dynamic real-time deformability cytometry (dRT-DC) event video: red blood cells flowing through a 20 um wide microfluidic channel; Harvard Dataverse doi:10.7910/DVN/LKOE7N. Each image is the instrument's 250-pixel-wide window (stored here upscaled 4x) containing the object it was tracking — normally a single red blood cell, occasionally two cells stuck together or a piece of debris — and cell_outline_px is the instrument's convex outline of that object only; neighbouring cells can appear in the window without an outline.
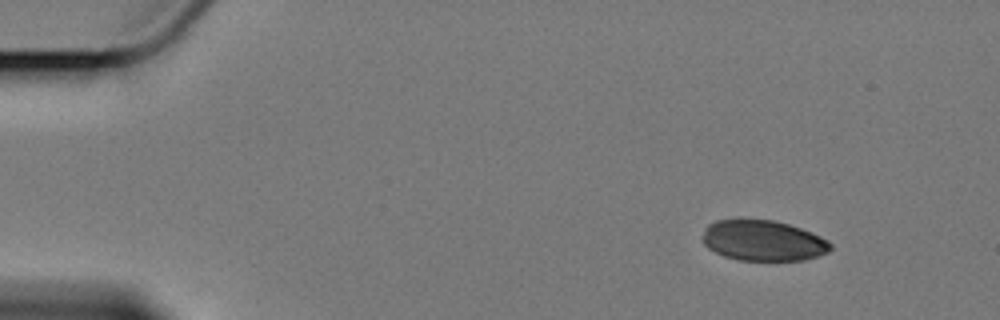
{"species": "Egyptian fruit bat (a non-hibernating species)", "species_latin": "Rousettus aegyptiacus", "temperature_condition": "cold", "stored_images_in_passage": 4, "camera_frame_rate_fps": 3000, "um_per_image_px": 0.085, "animal": {"sex": "female"}, "frame": {"image": 1, "passage_image": 1, "time_ms": 0.0, "image_size_px": [1000, 320], "cell_outline_px": [[832, 248], [828, 252], [820, 256], [804, 260], [740, 260], [724, 256], [708, 248], [704, 244], [704, 228], [708, 224], [716, 220], [772, 220], [788, 224], [812, 232], [828, 240], [832, 244]], "centroid_in_image_um": [64.9, 20.46], "position_along_channel_um": 20.1, "area_um2": 30.17}}
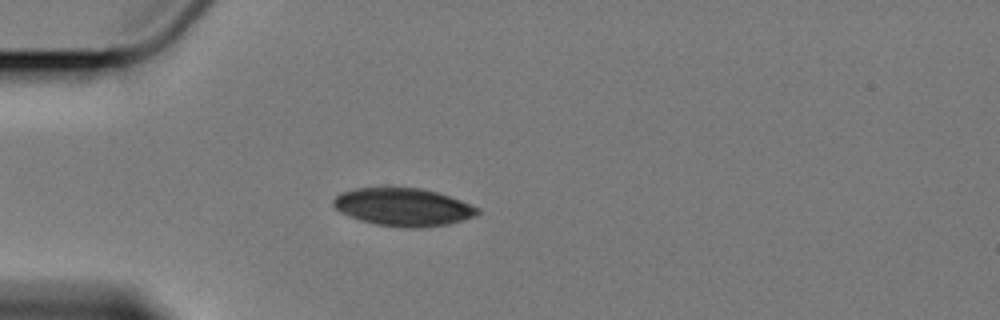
{"frame": {"image": 2, "passage_image": 3, "time_ms": 3.333, "image_size_px": [1000, 320], "cell_outline_px": [[480, 212], [476, 216], [448, 224], [424, 228], [404, 228], [376, 224], [360, 220], [340, 212], [332, 204], [332, 200], [340, 192], [352, 188], [420, 188], [436, 192], [472, 204], [480, 208]], "centroid_in_image_um": [34.27, 17.61], "position_along_channel_um": 50.7, "area_um2": 31.91}}